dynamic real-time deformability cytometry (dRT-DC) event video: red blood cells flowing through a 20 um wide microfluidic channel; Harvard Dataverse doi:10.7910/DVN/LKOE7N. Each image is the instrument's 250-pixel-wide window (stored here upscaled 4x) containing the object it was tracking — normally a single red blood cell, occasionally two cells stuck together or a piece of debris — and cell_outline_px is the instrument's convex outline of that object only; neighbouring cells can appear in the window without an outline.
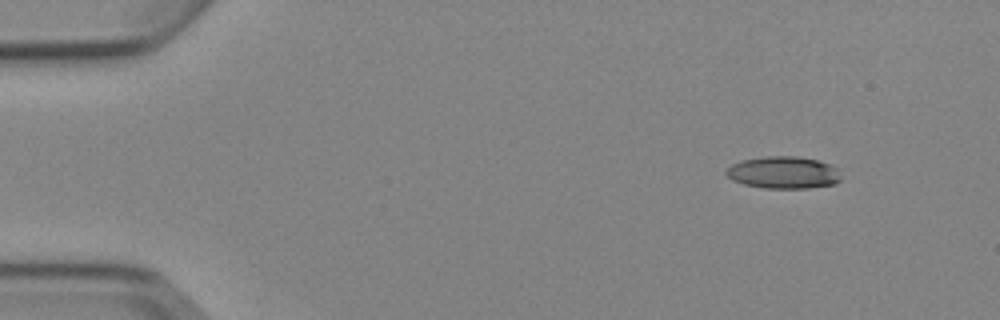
{"species": "Egyptian fruit bat (a non-hibernating species)", "species_latin": "Rousettus aegyptiacus", "temperature_condition": "cold", "stored_images_in_passage": 3, "camera_frame_rate_fps": 3000, "um_per_image_px": 0.085, "animal": {"sex": "female"}, "frame": {"image": 1, "passage_image": 1, "time_ms": 0.0, "image_size_px": [1000, 320], "cell_outline_px": [[840, 180], [836, 184], [808, 188], [764, 188], [744, 184], [732, 180], [724, 172], [732, 164], [740, 160], [764, 156], [800, 156], [832, 164], [840, 168]], "centroid_in_image_um": [66.63, 14.66], "position_along_channel_um": 18.4, "area_um2": 21.85}}
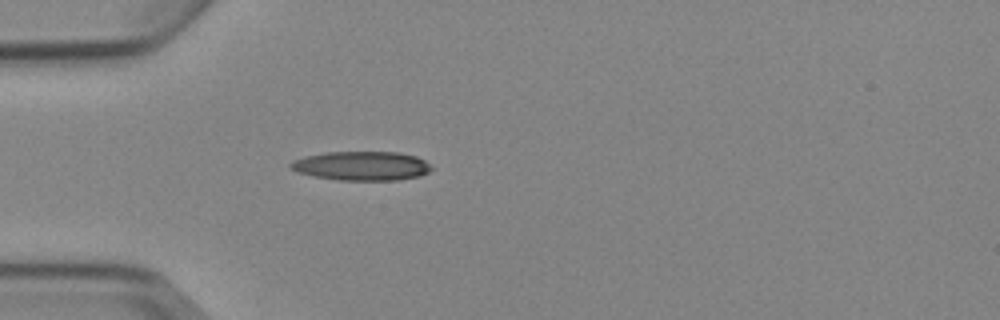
{"frame": {"image": 2, "passage_image": 3, "time_ms": 3.333, "image_size_px": [1000, 320], "cell_outline_px": [[432, 168], [428, 172], [420, 176], [400, 180], [340, 180], [316, 176], [300, 172], [288, 168], [288, 164], [292, 160], [304, 156], [324, 152], [400, 152], [416, 156], [424, 160]], "centroid_in_image_um": [30.73, 14.09], "position_along_channel_um": 54.3, "area_um2": 23.93}}